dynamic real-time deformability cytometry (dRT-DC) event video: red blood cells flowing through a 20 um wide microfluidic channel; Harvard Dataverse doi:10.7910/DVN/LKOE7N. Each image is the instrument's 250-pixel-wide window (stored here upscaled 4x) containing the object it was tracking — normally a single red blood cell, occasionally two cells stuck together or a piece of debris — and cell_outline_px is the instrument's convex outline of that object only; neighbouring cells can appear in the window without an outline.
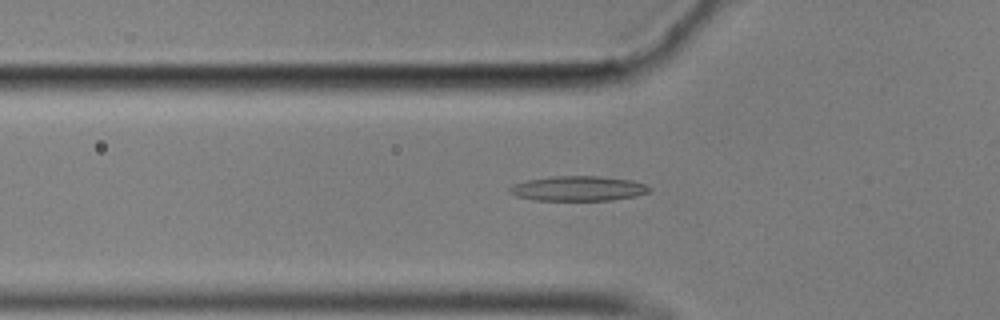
{"species": "common noctule bat (a hibernating species)", "species_latin": "Nyctalus noctula", "temperature_condition": "cold", "stored_images_in_passage": 41, "camera_frame_rate_fps": 3000, "um_per_image_px": 0.085, "animal": {"sex": "male", "body_mass_g": 17.9}, "frame": {"image": 1, "passage_image": 9, "time_ms": 2.667, "image_size_px": [1000, 320], "cell_outline_px": [[652, 188], [648, 192], [636, 196], [612, 200], [532, 200], [516, 196], [508, 192], [508, 188], [516, 184], [528, 180], [552, 176], [600, 176], [632, 180], [644, 184]], "centroid_in_image_um": [49.15, 16.02], "position_along_channel_um": 76.7, "area_um2": 20.23}}
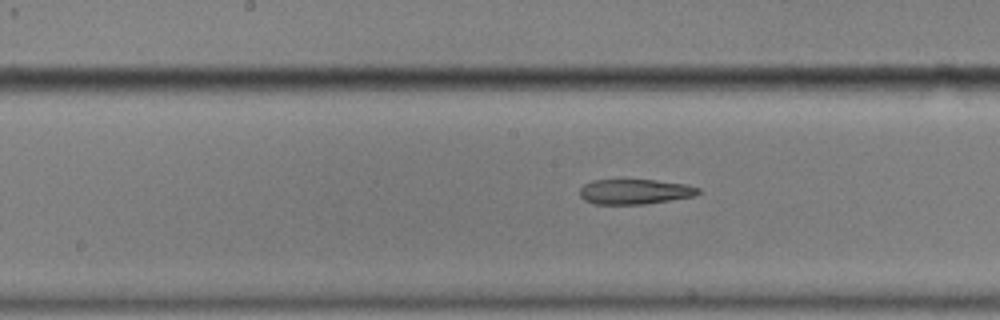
{"frame": {"image": 2, "passage_image": 19, "time_ms": 6.0, "image_size_px": [1000, 320], "cell_outline_px": [[700, 192], [692, 196], [644, 204], [596, 204], [584, 200], [580, 196], [580, 188], [584, 184], [592, 180], [656, 180], [684, 184], [700, 188]], "centroid_in_image_um": [53.91, 16.28], "position_along_channel_um": 194.3, "area_um2": 17.11}}
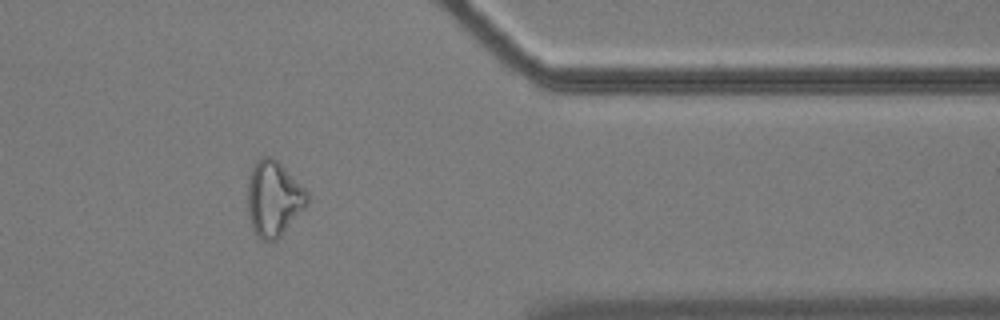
{"frame": {"image": 3, "passage_image": 37, "time_ms": 12.0, "image_size_px": [1000, 320], "cell_outline_px": [[308, 204], [280, 236], [276, 240], [260, 240], [256, 236], [252, 228], [248, 212], [248, 176], [256, 160], [260, 156], [272, 156], [308, 192]], "centroid_in_image_um": [23.23, 16.88], "position_along_channel_um": 388.2, "area_um2": 26.01}}